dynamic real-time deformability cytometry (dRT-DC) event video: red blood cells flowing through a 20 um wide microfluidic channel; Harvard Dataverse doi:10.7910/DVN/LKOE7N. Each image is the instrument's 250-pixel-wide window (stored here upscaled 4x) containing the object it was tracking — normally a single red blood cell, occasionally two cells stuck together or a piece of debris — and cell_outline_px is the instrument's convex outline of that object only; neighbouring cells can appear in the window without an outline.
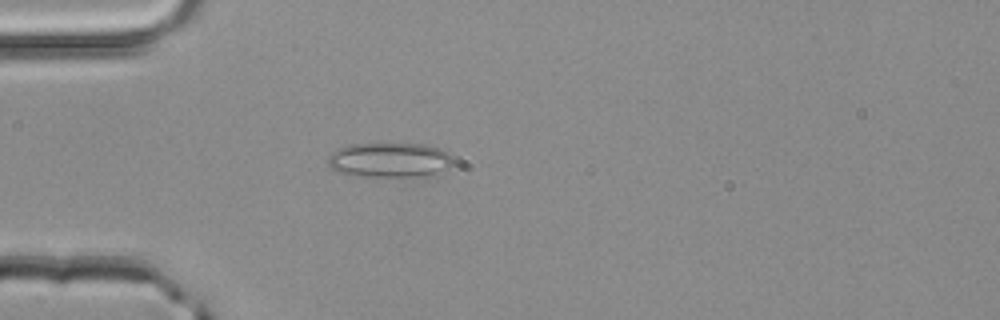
{"species": "common noctule bat (a hibernating species)", "species_latin": "Nyctalus noctula", "temperature_condition": "room temperature", "stored_images_in_passage": 38, "camera_frame_rate_fps": 3000, "um_per_image_px": 0.085, "animal": {"sex": "male", "body_mass_g": 20.4}, "frame": {"image": 1, "passage_image": 3, "time_ms": 0.667, "image_size_px": [1000, 320], "cell_outline_px": [[452, 164], [440, 176], [364, 176], [336, 172], [328, 164], [328, 156], [332, 152], [348, 144], [424, 144], [440, 148], [448, 152], [452, 156]], "centroid_in_image_um": [33.18, 13.61], "position_along_channel_um": 51.8, "area_um2": 25.66}}
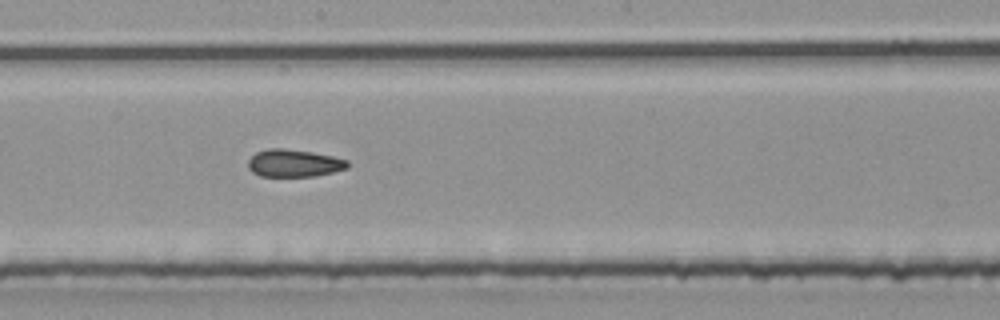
{"frame": {"image": 2, "passage_image": 16, "time_ms": 5.0, "image_size_px": [1000, 320], "cell_outline_px": [[348, 168], [316, 176], [260, 176], [252, 172], [248, 168], [248, 160], [256, 152], [268, 148], [284, 148], [312, 152], [332, 156], [348, 160]], "centroid_in_image_um": [24.97, 13.86], "position_along_channel_um": 223.2, "area_um2": 15.95}}
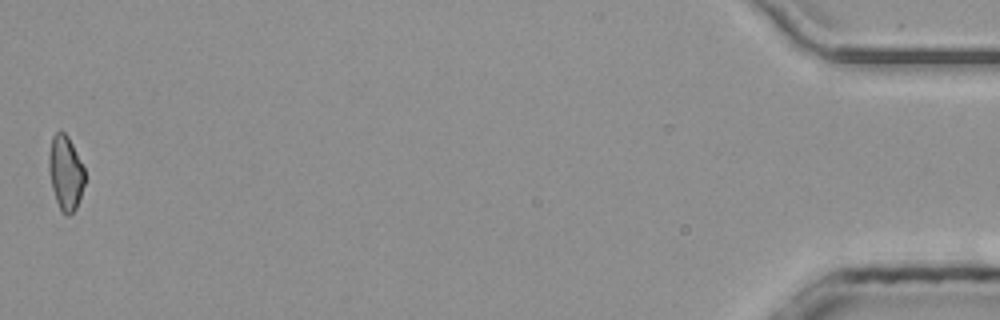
{"frame": {"image": 3, "passage_image": 38, "time_ms": 12.333, "image_size_px": [1000, 320], "cell_outline_px": [[84, 184], [76, 208], [68, 216], [64, 216], [60, 212], [52, 188], [48, 168], [48, 156], [52, 136], [56, 132], [64, 132], [68, 136], [84, 168]], "centroid_in_image_um": [5.55, 14.71], "position_along_channel_um": 429.7, "area_um2": 15.55}, "authors_computed_cell_mechanics": {"area_um2": 16.2129, "velocity_mm_per_s": 4.1933, "shape_relaxation_time_tau1_ms": null, "shape_relaxation_time_tau2_ms": 3.8441, "deformation_change_tau1": null, "deformation_change_tau2": 0.1148}}